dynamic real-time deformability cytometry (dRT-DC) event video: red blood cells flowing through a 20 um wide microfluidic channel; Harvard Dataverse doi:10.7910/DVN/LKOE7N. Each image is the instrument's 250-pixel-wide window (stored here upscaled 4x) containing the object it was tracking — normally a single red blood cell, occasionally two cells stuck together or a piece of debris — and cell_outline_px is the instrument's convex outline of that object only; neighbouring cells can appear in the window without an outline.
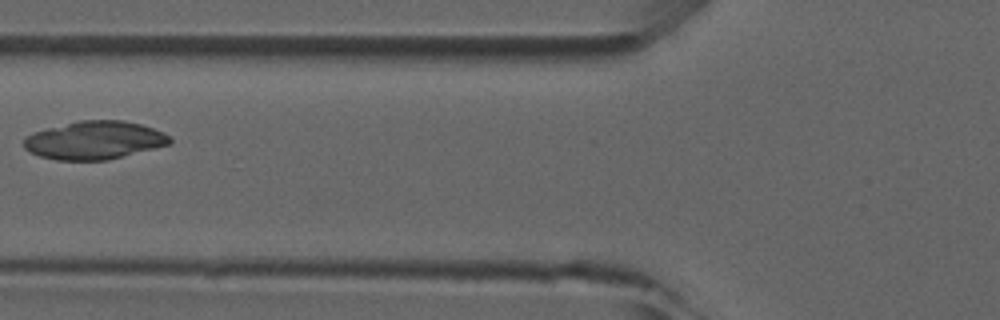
{"species": "common noctule bat (a hibernating species)", "species_latin": "Nyctalus noctula", "temperature_condition": "room temperature", "stored_images_in_passage": 6, "camera_frame_rate_fps": 3000, "um_per_image_px": 0.085, "animal": {"sex": "male", "forearm_length_mm": 52.5}, "frame": {"image": 1, "passage_image": 5, "time_ms": 5.333, "image_size_px": [1000, 320], "cell_outline_px": [[172, 140], [168, 144], [108, 160], [56, 160], [40, 156], [28, 152], [24, 148], [24, 140], [32, 132], [80, 120], [124, 120], [140, 124], [164, 132]], "centroid_in_image_um": [8.0, 11.92], "position_along_channel_um": 117.8, "area_um2": 32.19}}
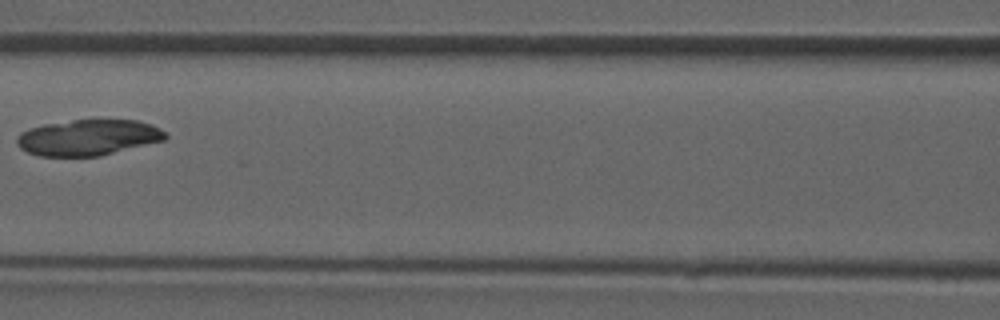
{"frame": {"image": 2, "passage_image": 6, "time_ms": 6.333, "image_size_px": [1000, 320], "cell_outline_px": [[168, 136], [164, 140], [100, 156], [40, 156], [28, 152], [20, 148], [16, 144], [16, 140], [20, 132], [28, 128], [44, 124], [92, 116], [96, 116], [140, 120], [152, 124], [160, 128]], "centroid_in_image_um": [7.51, 11.62], "position_along_channel_um": 159.1, "area_um2": 32.31}}